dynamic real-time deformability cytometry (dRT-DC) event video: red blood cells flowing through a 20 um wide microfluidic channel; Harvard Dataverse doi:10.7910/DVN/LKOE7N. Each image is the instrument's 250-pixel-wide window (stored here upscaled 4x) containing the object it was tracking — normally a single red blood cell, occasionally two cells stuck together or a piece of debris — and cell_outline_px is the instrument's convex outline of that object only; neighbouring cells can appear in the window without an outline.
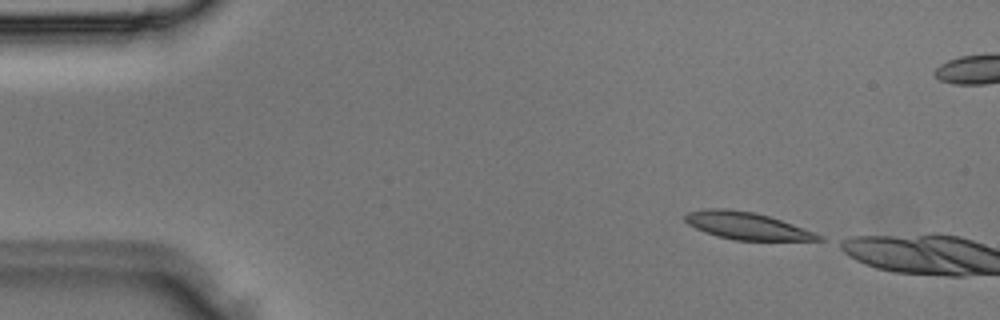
{"species": "Egyptian fruit bat (a non-hibernating species)", "species_latin": "Rousettus aegyptiacus", "temperature_condition": "room temperature", "stored_images_in_passage": 2, "camera_frame_rate_fps": 3000, "um_per_image_px": 0.085, "animal": {"sex": "male"}, "frame": {"image": 1, "passage_image": 1, "time_ms": 0.0, "image_size_px": [1000, 320], "cell_outline_px": [[824, 240], [736, 240], [716, 236], [704, 232], [688, 224], [684, 220], [684, 216], [688, 212], [704, 208], [728, 208], [752, 212], [768, 216], [816, 232], [824, 236]], "centroid_in_image_um": [63.45, 19.19], "position_along_channel_um": 21.5, "area_um2": 21.15}}